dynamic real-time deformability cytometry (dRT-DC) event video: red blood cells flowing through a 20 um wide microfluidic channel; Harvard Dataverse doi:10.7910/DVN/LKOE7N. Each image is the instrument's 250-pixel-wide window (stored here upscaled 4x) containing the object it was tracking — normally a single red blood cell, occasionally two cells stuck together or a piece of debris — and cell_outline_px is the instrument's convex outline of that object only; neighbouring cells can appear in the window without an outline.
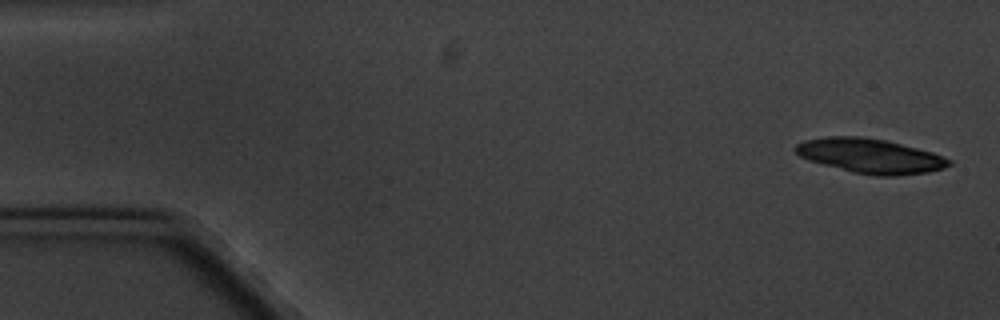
{"species": "common noctule bat (a hibernating species)", "species_latin": "Nyctalus noctula", "temperature_condition": "cold", "stored_images_in_passage": 11, "camera_frame_rate_fps": 3000, "um_per_image_px": 0.085, "animal": {"sex": "male", "body_mass_g": 20.1, "forearm_length_mm": 53.5}, "frame": {"image": 1, "passage_image": 1, "time_ms": 0.0, "image_size_px": [1000, 320], "cell_outline_px": [[952, 164], [944, 168], [928, 172], [896, 176], [876, 176], [852, 172], [808, 160], [800, 156], [792, 148], [796, 144], [804, 140], [824, 136], [864, 136], [884, 140], [932, 152], [944, 156], [952, 160]], "centroid_in_image_um": [73.96, 13.25], "position_along_channel_um": 11.0, "area_um2": 31.04}}